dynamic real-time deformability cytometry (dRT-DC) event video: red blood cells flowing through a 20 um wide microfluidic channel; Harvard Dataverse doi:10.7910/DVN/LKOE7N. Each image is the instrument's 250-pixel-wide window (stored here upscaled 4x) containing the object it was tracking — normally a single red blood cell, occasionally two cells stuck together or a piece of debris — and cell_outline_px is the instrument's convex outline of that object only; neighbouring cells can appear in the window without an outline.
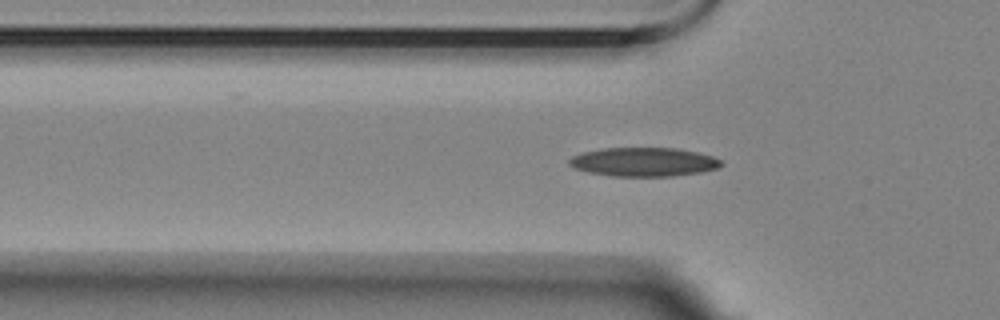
{"species": "Egyptian fruit bat (a non-hibernating species)", "species_latin": "Rousettus aegyptiacus", "temperature_condition": "room temperature", "stored_images_in_passage": 23, "camera_frame_rate_fps": 3000, "um_per_image_px": 0.085, "animal": {"sex": "female"}, "frame": {"image": 1, "passage_image": 7, "time_ms": 2.0, "image_size_px": [1000, 320], "cell_outline_px": [[724, 164], [716, 168], [700, 172], [672, 176], [612, 176], [588, 172], [576, 168], [568, 164], [568, 160], [572, 156], [580, 152], [600, 148], [676, 148], [696, 152], [712, 156], [720, 160]], "centroid_in_image_um": [54.67, 13.76], "position_along_channel_um": 71.1, "area_um2": 25.55}}
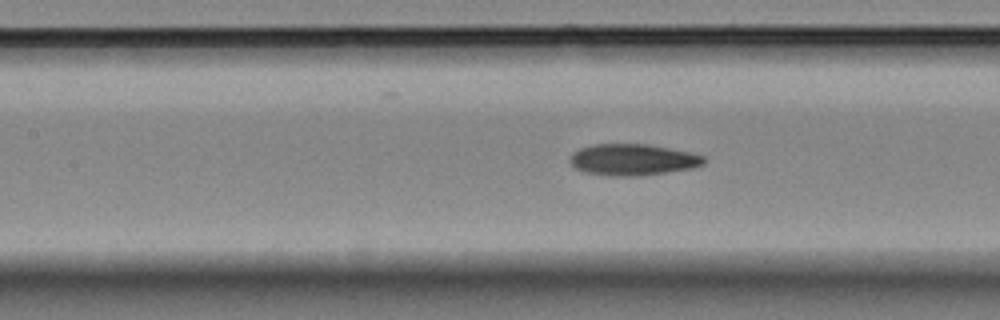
{"frame": {"image": 2, "passage_image": 14, "time_ms": 4.333, "image_size_px": [1000, 320], "cell_outline_px": [[704, 164], [692, 168], [640, 176], [608, 176], [584, 172], [576, 168], [568, 160], [572, 152], [580, 148], [596, 144], [648, 144], [692, 152], [704, 156]], "centroid_in_image_um": [53.77, 13.57], "position_along_channel_um": 153.6, "area_um2": 24.62}}
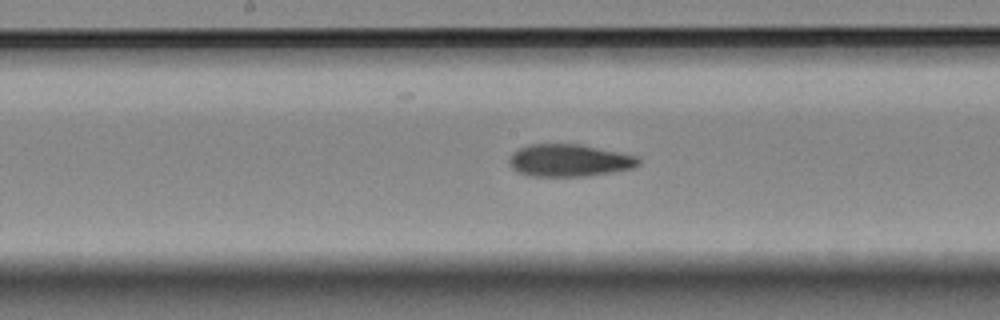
{"frame": {"image": 3, "passage_image": 18, "time_ms": 5.667, "image_size_px": [1000, 320], "cell_outline_px": [[640, 164], [632, 168], [584, 176], [532, 176], [520, 172], [512, 168], [508, 160], [508, 156], [512, 152], [528, 144], [580, 144], [640, 156]], "centroid_in_image_um": [48.38, 13.62], "position_along_channel_um": 199.8, "area_um2": 24.33}}